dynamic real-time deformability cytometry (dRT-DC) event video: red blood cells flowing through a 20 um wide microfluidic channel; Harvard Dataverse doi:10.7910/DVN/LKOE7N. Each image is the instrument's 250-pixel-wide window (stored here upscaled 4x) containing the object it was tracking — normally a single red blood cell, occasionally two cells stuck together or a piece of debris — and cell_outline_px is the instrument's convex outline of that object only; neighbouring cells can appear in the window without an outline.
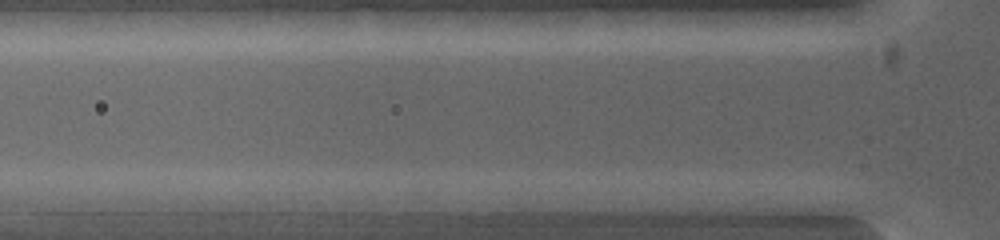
{"species": "common noctule bat (a hibernating species)", "species_latin": "Nyctalus noctula", "temperature_condition": "warm", "stored_images_in_passage": 3, "camera_frame_rate_fps": 5000, "um_per_image_px": 0.085, "animal": {"sex": "female", "body_mass_g": 19.0, "forearm_length_mm": 53.3}, "frame": {"image": 1, "passage_image": 3, "time_ms": 0.4, "image_size_px": [1000, 240], "cell_outline_px": [[604, 200], [592, 212], [520, 212], [516, 204], [520, 200], [536, 192], [580, 192]], "centroid_in_image_um": [47.5, 17.22], "position_along_channel_um": 78.3, "area_um2": 10.64}}